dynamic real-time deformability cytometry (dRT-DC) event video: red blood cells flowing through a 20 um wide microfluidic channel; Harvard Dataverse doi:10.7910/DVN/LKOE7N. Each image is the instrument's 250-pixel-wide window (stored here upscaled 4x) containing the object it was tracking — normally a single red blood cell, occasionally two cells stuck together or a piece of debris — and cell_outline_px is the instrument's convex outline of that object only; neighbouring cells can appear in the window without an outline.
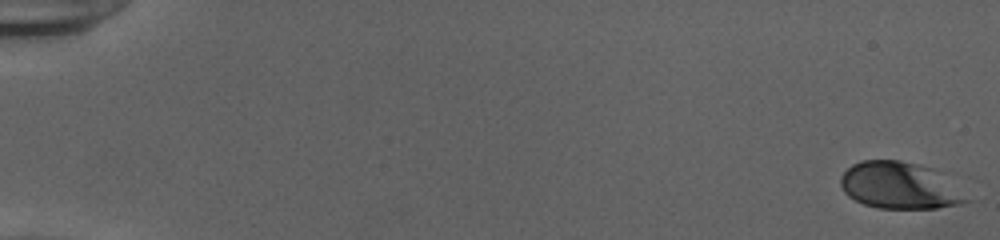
{"species": "human", "species_latin": "Homo sapiens", "temperature_condition": "cold", "stored_images_in_passage": 54, "camera_frame_rate_fps": 3000, "um_per_image_px": 0.085, "donor": {"sex": "female"}, "frame": {"image": 1, "passage_image": 1, "time_ms": 0.0, "image_size_px": [1000, 240], "cell_outline_px": [[972, 200], [960, 204], [936, 208], [876, 208], [864, 204], [848, 196], [844, 192], [840, 184], [840, 176], [852, 164], [860, 160], [900, 160], [920, 164], [932, 168]], "centroid_in_image_um": [76.42, 15.77], "position_along_channel_um": 8.6, "area_um2": 34.1}}
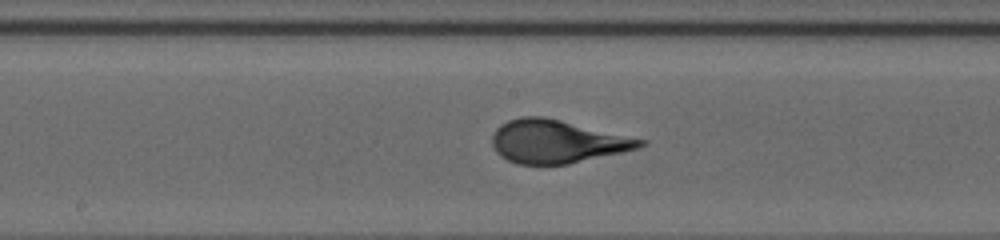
{"frame": {"image": 2, "passage_image": 30, "time_ms": 9.667, "image_size_px": [1000, 240], "cell_outline_px": [[648, 144], [640, 148], [568, 164], [516, 164], [500, 156], [496, 152], [492, 144], [492, 136], [496, 128], [500, 124], [508, 120], [520, 116], [544, 116], [648, 140]], "centroid_in_image_um": [47.35, 12.02], "position_along_channel_um": 200.9, "area_um2": 37.4}}
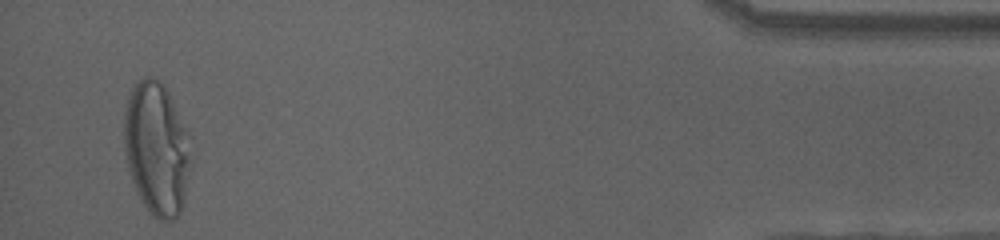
{"frame": {"image": 3, "passage_image": 52, "time_ms": 17.0, "image_size_px": [1000, 240], "cell_outline_px": [[188, 164], [184, 200], [180, 212], [172, 220], [156, 220], [148, 212], [136, 192], [128, 168], [124, 144], [124, 116], [128, 100], [132, 88], [144, 76], [152, 76], [160, 80], [164, 84], [188, 132]], "centroid_in_image_um": [13.28, 12.63], "position_along_channel_um": 421.9, "area_um2": 51.1}}